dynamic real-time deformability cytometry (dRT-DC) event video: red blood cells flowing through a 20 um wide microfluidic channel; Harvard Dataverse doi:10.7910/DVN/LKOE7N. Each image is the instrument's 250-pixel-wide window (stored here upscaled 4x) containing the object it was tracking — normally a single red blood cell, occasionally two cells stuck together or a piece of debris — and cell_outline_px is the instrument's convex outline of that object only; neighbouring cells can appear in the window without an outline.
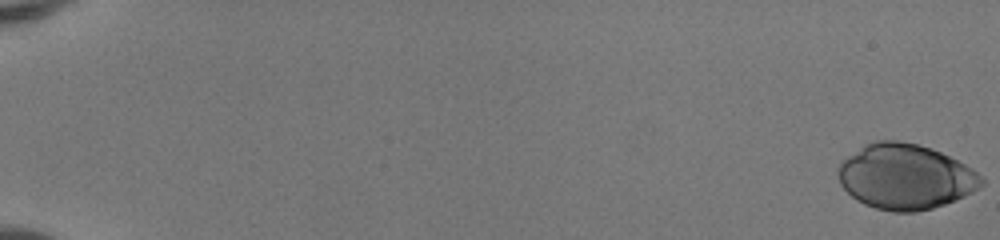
{"species": "human", "species_latin": "Homo sapiens", "temperature_condition": "room temperature", "stored_images_in_passage": 52, "camera_frame_rate_fps": 3000, "um_per_image_px": 0.085, "donor": {"sex": "female"}, "frame": {"image": 1, "passage_image": 1, "time_ms": 0.0, "image_size_px": [1000, 240], "cell_outline_px": [[984, 184], [972, 192], [964, 196], [944, 204], [932, 208], [912, 212], [892, 212], [876, 208], [864, 204], [856, 200], [840, 184], [836, 172], [840, 164], [848, 156], [864, 144], [876, 140], [900, 140], [932, 148], [972, 168], [984, 180]], "centroid_in_image_um": [76.93, 15.01], "position_along_channel_um": 8.1, "area_um2": 54.33}}
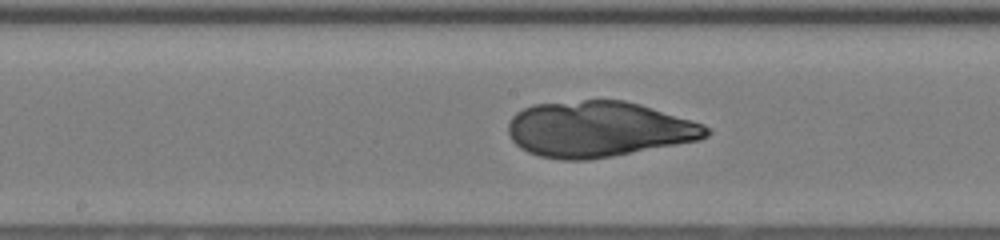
{"frame": {"image": 2, "passage_image": 30, "time_ms": 9.667, "image_size_px": [1000, 240], "cell_outline_px": [[712, 132], [708, 136], [700, 140], [612, 156], [588, 160], [560, 160], [540, 156], [528, 152], [520, 148], [512, 140], [508, 132], [508, 124], [512, 116], [516, 112], [532, 104], [584, 100], [624, 100], [640, 104], [704, 124], [712, 128]], "centroid_in_image_um": [50.88, 10.98], "position_along_channel_um": 197.3, "area_um2": 64.56}}
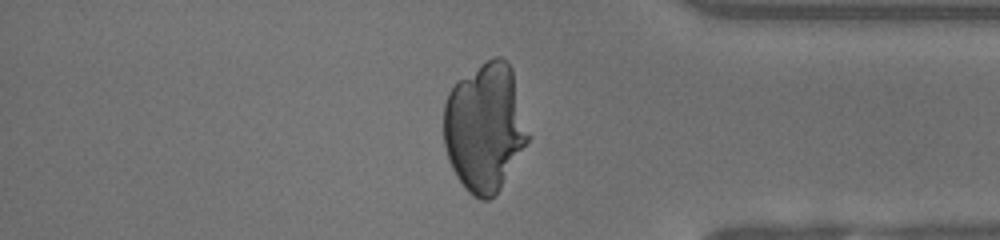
{"frame": {"image": 3, "passage_image": 45, "time_ms": 14.667, "image_size_px": [1000, 240], "cell_outline_px": [[528, 140], [500, 188], [488, 200], [480, 200], [472, 196], [468, 192], [456, 176], [452, 168], [444, 144], [444, 104], [448, 92], [460, 80], [488, 60], [496, 56], [500, 56], [508, 60], [512, 68], [528, 136]], "centroid_in_image_um": [41.18, 10.84], "position_along_channel_um": 394.0, "area_um2": 62.14}}